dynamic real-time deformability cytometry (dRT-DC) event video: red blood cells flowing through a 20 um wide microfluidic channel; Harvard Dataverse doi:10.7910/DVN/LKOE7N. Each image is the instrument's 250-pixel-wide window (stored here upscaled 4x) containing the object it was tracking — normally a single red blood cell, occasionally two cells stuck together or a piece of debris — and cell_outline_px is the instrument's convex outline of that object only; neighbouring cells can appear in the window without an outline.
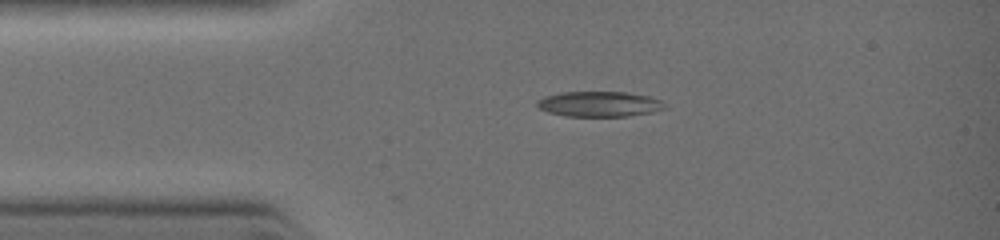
{"species": "common noctule bat (a hibernating species)", "species_latin": "Nyctalus noctula", "temperature_condition": "warm", "stored_images_in_passage": 37, "camera_frame_rate_fps": 3000, "um_per_image_px": 0.085, "animal": {"sex": "female", "body_mass_g": 19.0, "forearm_length_mm": 51.5}, "frame": {"image": 1, "passage_image": 1, "time_ms": 0.0, "image_size_px": [1000, 240], "cell_outline_px": [[668, 108], [652, 112], [628, 116], [564, 116], [548, 112], [536, 108], [536, 100], [544, 96], [560, 92], [628, 92], [648, 96], [660, 100], [668, 104]], "centroid_in_image_um": [50.93, 8.84], "position_along_channel_um": 34.1, "area_um2": 19.13}}
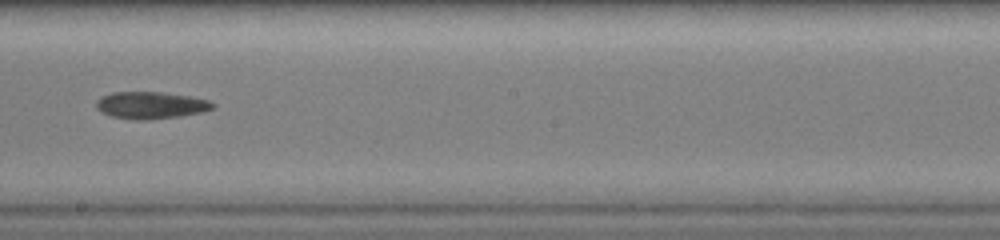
{"frame": {"image": 2, "passage_image": 19, "time_ms": 4.0, "image_size_px": [1000, 240], "cell_outline_px": [[216, 104], [212, 108], [200, 112], [180, 116], [148, 120], [136, 120], [112, 116], [100, 112], [96, 108], [96, 100], [100, 96], [112, 92], [160, 92], [192, 96], [208, 100]], "centroid_in_image_um": [12.78, 8.94], "position_along_channel_um": 235.4, "area_um2": 18.44}}
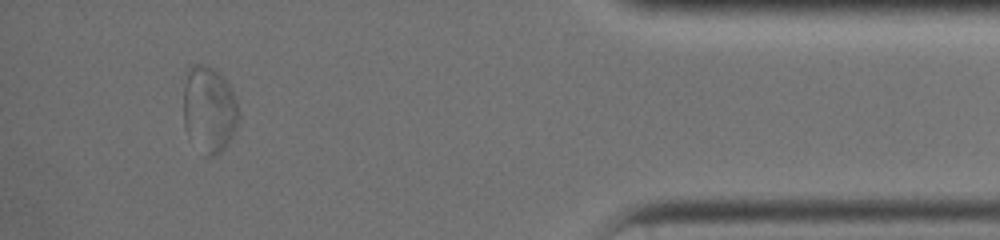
{"frame": {"image": 3, "passage_image": 34, "time_ms": 8.0, "image_size_px": [1000, 240], "cell_outline_px": [[240, 116], [236, 128], [224, 148], [220, 152], [212, 156], [204, 156], [188, 136], [184, 128], [184, 72], [188, 68], [196, 64], [208, 64], [224, 76], [236, 100], [240, 112]], "centroid_in_image_um": [17.76, 9.27], "position_along_channel_um": 417.4, "area_um2": 28.26}}